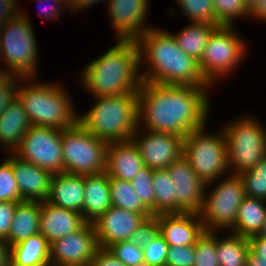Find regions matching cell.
<instances>
[{"instance_id":"6da1fadb","label":"cell","mask_w":266,"mask_h":266,"mask_svg":"<svg viewBox=\"0 0 266 266\" xmlns=\"http://www.w3.org/2000/svg\"><path fill=\"white\" fill-rule=\"evenodd\" d=\"M211 87L143 82L138 92V126L186 137L206 126Z\"/></svg>"},{"instance_id":"7a4b0ae2","label":"cell","mask_w":266,"mask_h":266,"mask_svg":"<svg viewBox=\"0 0 266 266\" xmlns=\"http://www.w3.org/2000/svg\"><path fill=\"white\" fill-rule=\"evenodd\" d=\"M143 82L164 85L212 87L201 74L199 62L185 54L174 34L162 29H148L138 40Z\"/></svg>"},{"instance_id":"3957f363","label":"cell","mask_w":266,"mask_h":266,"mask_svg":"<svg viewBox=\"0 0 266 266\" xmlns=\"http://www.w3.org/2000/svg\"><path fill=\"white\" fill-rule=\"evenodd\" d=\"M90 62L82 70L80 80L94 98L135 92L143 83L136 40H118L117 44Z\"/></svg>"},{"instance_id":"277c9868","label":"cell","mask_w":266,"mask_h":266,"mask_svg":"<svg viewBox=\"0 0 266 266\" xmlns=\"http://www.w3.org/2000/svg\"><path fill=\"white\" fill-rule=\"evenodd\" d=\"M96 104L78 122L107 143L131 140L138 128V92L97 97Z\"/></svg>"},{"instance_id":"5b68a950","label":"cell","mask_w":266,"mask_h":266,"mask_svg":"<svg viewBox=\"0 0 266 266\" xmlns=\"http://www.w3.org/2000/svg\"><path fill=\"white\" fill-rule=\"evenodd\" d=\"M34 83L36 81L24 87L18 84L17 89V98L31 125L59 130L73 127L78 122V115L65 89L59 84Z\"/></svg>"},{"instance_id":"8992f818","label":"cell","mask_w":266,"mask_h":266,"mask_svg":"<svg viewBox=\"0 0 266 266\" xmlns=\"http://www.w3.org/2000/svg\"><path fill=\"white\" fill-rule=\"evenodd\" d=\"M32 23L21 13L1 25L0 59L7 64V72L16 78H30L36 74L37 42Z\"/></svg>"},{"instance_id":"52a82bcc","label":"cell","mask_w":266,"mask_h":266,"mask_svg":"<svg viewBox=\"0 0 266 266\" xmlns=\"http://www.w3.org/2000/svg\"><path fill=\"white\" fill-rule=\"evenodd\" d=\"M263 127L250 116L224 126L228 167L231 174L233 172L234 175H239L266 157V130Z\"/></svg>"},{"instance_id":"ba28073f","label":"cell","mask_w":266,"mask_h":266,"mask_svg":"<svg viewBox=\"0 0 266 266\" xmlns=\"http://www.w3.org/2000/svg\"><path fill=\"white\" fill-rule=\"evenodd\" d=\"M205 128L204 126L193 130L185 137L183 156L189 161L198 177L209 187L221 176L224 177L229 167L223 129L220 134H211L205 132Z\"/></svg>"},{"instance_id":"9c48e42d","label":"cell","mask_w":266,"mask_h":266,"mask_svg":"<svg viewBox=\"0 0 266 266\" xmlns=\"http://www.w3.org/2000/svg\"><path fill=\"white\" fill-rule=\"evenodd\" d=\"M64 172L92 175L105 172L108 143L97 138L79 122L62 131Z\"/></svg>"},{"instance_id":"30bf717a","label":"cell","mask_w":266,"mask_h":266,"mask_svg":"<svg viewBox=\"0 0 266 266\" xmlns=\"http://www.w3.org/2000/svg\"><path fill=\"white\" fill-rule=\"evenodd\" d=\"M234 28L218 26L209 37L199 62L201 74L212 88L217 78L229 75L246 55L244 40L235 33Z\"/></svg>"},{"instance_id":"8fae6325","label":"cell","mask_w":266,"mask_h":266,"mask_svg":"<svg viewBox=\"0 0 266 266\" xmlns=\"http://www.w3.org/2000/svg\"><path fill=\"white\" fill-rule=\"evenodd\" d=\"M200 216L205 231H220L235 225L240 204L245 197V190L239 175L231 174L207 194Z\"/></svg>"},{"instance_id":"7c38bea8","label":"cell","mask_w":266,"mask_h":266,"mask_svg":"<svg viewBox=\"0 0 266 266\" xmlns=\"http://www.w3.org/2000/svg\"><path fill=\"white\" fill-rule=\"evenodd\" d=\"M62 131L32 125L14 153L52 175L63 173Z\"/></svg>"},{"instance_id":"4fadbf2b","label":"cell","mask_w":266,"mask_h":266,"mask_svg":"<svg viewBox=\"0 0 266 266\" xmlns=\"http://www.w3.org/2000/svg\"><path fill=\"white\" fill-rule=\"evenodd\" d=\"M99 249L93 223L50 244V266H89Z\"/></svg>"},{"instance_id":"5bb4252c","label":"cell","mask_w":266,"mask_h":266,"mask_svg":"<svg viewBox=\"0 0 266 266\" xmlns=\"http://www.w3.org/2000/svg\"><path fill=\"white\" fill-rule=\"evenodd\" d=\"M140 128L142 126H138L132 140L137 145L142 160L148 168L167 169L173 161L183 156L185 137L150 130H146L147 134L142 136Z\"/></svg>"},{"instance_id":"9a60e30c","label":"cell","mask_w":266,"mask_h":266,"mask_svg":"<svg viewBox=\"0 0 266 266\" xmlns=\"http://www.w3.org/2000/svg\"><path fill=\"white\" fill-rule=\"evenodd\" d=\"M167 171L175 184L176 213L200 214L205 202L207 184L198 177L184 156L173 161Z\"/></svg>"},{"instance_id":"2e32d148","label":"cell","mask_w":266,"mask_h":266,"mask_svg":"<svg viewBox=\"0 0 266 266\" xmlns=\"http://www.w3.org/2000/svg\"><path fill=\"white\" fill-rule=\"evenodd\" d=\"M149 0H108V16L118 40H138L148 29ZM145 25V26H144Z\"/></svg>"},{"instance_id":"e0dca14e","label":"cell","mask_w":266,"mask_h":266,"mask_svg":"<svg viewBox=\"0 0 266 266\" xmlns=\"http://www.w3.org/2000/svg\"><path fill=\"white\" fill-rule=\"evenodd\" d=\"M145 220L141 213L111 206L93 222L99 248L107 249L115 242L129 240Z\"/></svg>"},{"instance_id":"ac0fdd59","label":"cell","mask_w":266,"mask_h":266,"mask_svg":"<svg viewBox=\"0 0 266 266\" xmlns=\"http://www.w3.org/2000/svg\"><path fill=\"white\" fill-rule=\"evenodd\" d=\"M154 216L159 224V233L169 247L195 245L205 231L197 213H161Z\"/></svg>"},{"instance_id":"d6986e66","label":"cell","mask_w":266,"mask_h":266,"mask_svg":"<svg viewBox=\"0 0 266 266\" xmlns=\"http://www.w3.org/2000/svg\"><path fill=\"white\" fill-rule=\"evenodd\" d=\"M11 165L23 201H45L48 198L52 174L21 159L14 152Z\"/></svg>"},{"instance_id":"ffe728a7","label":"cell","mask_w":266,"mask_h":266,"mask_svg":"<svg viewBox=\"0 0 266 266\" xmlns=\"http://www.w3.org/2000/svg\"><path fill=\"white\" fill-rule=\"evenodd\" d=\"M144 167L140 152L132 139L108 143L105 172L111 178L132 181Z\"/></svg>"},{"instance_id":"44dd1931","label":"cell","mask_w":266,"mask_h":266,"mask_svg":"<svg viewBox=\"0 0 266 266\" xmlns=\"http://www.w3.org/2000/svg\"><path fill=\"white\" fill-rule=\"evenodd\" d=\"M86 221L82 214L42 201L40 234L51 244L80 229Z\"/></svg>"},{"instance_id":"7402d4cb","label":"cell","mask_w":266,"mask_h":266,"mask_svg":"<svg viewBox=\"0 0 266 266\" xmlns=\"http://www.w3.org/2000/svg\"><path fill=\"white\" fill-rule=\"evenodd\" d=\"M84 191V175L66 172L54 174L50 181L48 198L45 201L54 206L78 212L83 217Z\"/></svg>"},{"instance_id":"603a6c76","label":"cell","mask_w":266,"mask_h":266,"mask_svg":"<svg viewBox=\"0 0 266 266\" xmlns=\"http://www.w3.org/2000/svg\"><path fill=\"white\" fill-rule=\"evenodd\" d=\"M83 219L93 223L111 206L110 176L106 173L84 175Z\"/></svg>"},{"instance_id":"cb8c5ba5","label":"cell","mask_w":266,"mask_h":266,"mask_svg":"<svg viewBox=\"0 0 266 266\" xmlns=\"http://www.w3.org/2000/svg\"><path fill=\"white\" fill-rule=\"evenodd\" d=\"M31 123L18 98L0 115V144L13 153L21 144Z\"/></svg>"},{"instance_id":"d4e9b609","label":"cell","mask_w":266,"mask_h":266,"mask_svg":"<svg viewBox=\"0 0 266 266\" xmlns=\"http://www.w3.org/2000/svg\"><path fill=\"white\" fill-rule=\"evenodd\" d=\"M41 201L17 203L12 223L5 241L13 246L40 233Z\"/></svg>"},{"instance_id":"484cf974","label":"cell","mask_w":266,"mask_h":266,"mask_svg":"<svg viewBox=\"0 0 266 266\" xmlns=\"http://www.w3.org/2000/svg\"><path fill=\"white\" fill-rule=\"evenodd\" d=\"M265 204V205H264ZM266 222V200L245 196L240 204L232 233L250 238L260 235Z\"/></svg>"},{"instance_id":"4316f807","label":"cell","mask_w":266,"mask_h":266,"mask_svg":"<svg viewBox=\"0 0 266 266\" xmlns=\"http://www.w3.org/2000/svg\"><path fill=\"white\" fill-rule=\"evenodd\" d=\"M50 243L39 233L11 246V258L24 266H50Z\"/></svg>"},{"instance_id":"83f0119b","label":"cell","mask_w":266,"mask_h":266,"mask_svg":"<svg viewBox=\"0 0 266 266\" xmlns=\"http://www.w3.org/2000/svg\"><path fill=\"white\" fill-rule=\"evenodd\" d=\"M218 26V24L191 22L174 37L185 54L200 62L208 39Z\"/></svg>"},{"instance_id":"f1b7e54d","label":"cell","mask_w":266,"mask_h":266,"mask_svg":"<svg viewBox=\"0 0 266 266\" xmlns=\"http://www.w3.org/2000/svg\"><path fill=\"white\" fill-rule=\"evenodd\" d=\"M250 249L249 238L233 233L220 239L217 235V256L220 266H246Z\"/></svg>"},{"instance_id":"f546056e","label":"cell","mask_w":266,"mask_h":266,"mask_svg":"<svg viewBox=\"0 0 266 266\" xmlns=\"http://www.w3.org/2000/svg\"><path fill=\"white\" fill-rule=\"evenodd\" d=\"M110 193L112 206L141 213L146 219L154 216L135 193L131 181L110 177Z\"/></svg>"},{"instance_id":"4dcf8cb0","label":"cell","mask_w":266,"mask_h":266,"mask_svg":"<svg viewBox=\"0 0 266 266\" xmlns=\"http://www.w3.org/2000/svg\"><path fill=\"white\" fill-rule=\"evenodd\" d=\"M152 182L155 193V215L176 213L174 185L167 169L154 170Z\"/></svg>"},{"instance_id":"1f68e13d","label":"cell","mask_w":266,"mask_h":266,"mask_svg":"<svg viewBox=\"0 0 266 266\" xmlns=\"http://www.w3.org/2000/svg\"><path fill=\"white\" fill-rule=\"evenodd\" d=\"M245 196L266 200V157L253 168L240 173Z\"/></svg>"},{"instance_id":"d6a6232c","label":"cell","mask_w":266,"mask_h":266,"mask_svg":"<svg viewBox=\"0 0 266 266\" xmlns=\"http://www.w3.org/2000/svg\"><path fill=\"white\" fill-rule=\"evenodd\" d=\"M215 24L233 26L236 18L251 16L244 0H213Z\"/></svg>"},{"instance_id":"836d02e7","label":"cell","mask_w":266,"mask_h":266,"mask_svg":"<svg viewBox=\"0 0 266 266\" xmlns=\"http://www.w3.org/2000/svg\"><path fill=\"white\" fill-rule=\"evenodd\" d=\"M194 266H220L217 256L216 231H204L194 245Z\"/></svg>"},{"instance_id":"e575fe53","label":"cell","mask_w":266,"mask_h":266,"mask_svg":"<svg viewBox=\"0 0 266 266\" xmlns=\"http://www.w3.org/2000/svg\"><path fill=\"white\" fill-rule=\"evenodd\" d=\"M182 13L194 23L215 24L213 0H177Z\"/></svg>"},{"instance_id":"d590c367","label":"cell","mask_w":266,"mask_h":266,"mask_svg":"<svg viewBox=\"0 0 266 266\" xmlns=\"http://www.w3.org/2000/svg\"><path fill=\"white\" fill-rule=\"evenodd\" d=\"M0 201L15 203L23 201L18 183L14 177L11 155L9 158H4V161L0 164Z\"/></svg>"},{"instance_id":"8d00e7d4","label":"cell","mask_w":266,"mask_h":266,"mask_svg":"<svg viewBox=\"0 0 266 266\" xmlns=\"http://www.w3.org/2000/svg\"><path fill=\"white\" fill-rule=\"evenodd\" d=\"M153 169L145 166L131 181L135 193L142 200V203L155 215V193L152 182Z\"/></svg>"},{"instance_id":"74e56055","label":"cell","mask_w":266,"mask_h":266,"mask_svg":"<svg viewBox=\"0 0 266 266\" xmlns=\"http://www.w3.org/2000/svg\"><path fill=\"white\" fill-rule=\"evenodd\" d=\"M107 249L125 266H144L143 248L136 246L129 240L115 242Z\"/></svg>"},{"instance_id":"f35d334b","label":"cell","mask_w":266,"mask_h":266,"mask_svg":"<svg viewBox=\"0 0 266 266\" xmlns=\"http://www.w3.org/2000/svg\"><path fill=\"white\" fill-rule=\"evenodd\" d=\"M169 245L164 237L158 233L153 241L143 248L144 266H166Z\"/></svg>"},{"instance_id":"ab89813d","label":"cell","mask_w":266,"mask_h":266,"mask_svg":"<svg viewBox=\"0 0 266 266\" xmlns=\"http://www.w3.org/2000/svg\"><path fill=\"white\" fill-rule=\"evenodd\" d=\"M159 233L157 218L152 216L147 218L131 235L129 241L140 248L149 245Z\"/></svg>"},{"instance_id":"60d3db41","label":"cell","mask_w":266,"mask_h":266,"mask_svg":"<svg viewBox=\"0 0 266 266\" xmlns=\"http://www.w3.org/2000/svg\"><path fill=\"white\" fill-rule=\"evenodd\" d=\"M194 264V245L169 247L166 258V266H194Z\"/></svg>"},{"instance_id":"b9f144b4","label":"cell","mask_w":266,"mask_h":266,"mask_svg":"<svg viewBox=\"0 0 266 266\" xmlns=\"http://www.w3.org/2000/svg\"><path fill=\"white\" fill-rule=\"evenodd\" d=\"M21 79H31V78H16L12 77L1 89H0V115L5 111V109L17 98V89L20 82L24 81Z\"/></svg>"},{"instance_id":"7bdbcfd3","label":"cell","mask_w":266,"mask_h":266,"mask_svg":"<svg viewBox=\"0 0 266 266\" xmlns=\"http://www.w3.org/2000/svg\"><path fill=\"white\" fill-rule=\"evenodd\" d=\"M17 203L0 201V238H6Z\"/></svg>"},{"instance_id":"ee69618b","label":"cell","mask_w":266,"mask_h":266,"mask_svg":"<svg viewBox=\"0 0 266 266\" xmlns=\"http://www.w3.org/2000/svg\"><path fill=\"white\" fill-rule=\"evenodd\" d=\"M89 266H125L108 249L99 248Z\"/></svg>"},{"instance_id":"f6af8a7d","label":"cell","mask_w":266,"mask_h":266,"mask_svg":"<svg viewBox=\"0 0 266 266\" xmlns=\"http://www.w3.org/2000/svg\"><path fill=\"white\" fill-rule=\"evenodd\" d=\"M17 0H0V25L16 18L20 13Z\"/></svg>"},{"instance_id":"bcb514c9","label":"cell","mask_w":266,"mask_h":266,"mask_svg":"<svg viewBox=\"0 0 266 266\" xmlns=\"http://www.w3.org/2000/svg\"><path fill=\"white\" fill-rule=\"evenodd\" d=\"M34 1H36V2L39 1L41 6H42V3H44L46 6L47 5L46 1L47 2L49 1V3L53 2L54 5L53 6L50 5L49 10L46 9L45 7H44L45 8L44 10H42V11L40 10L41 16L44 18V20H45V18L50 19L51 17L52 18H59L57 16H59L60 13H62V12H60L61 10L63 11V9H64V11H65L66 9L67 10L69 9L68 6L64 2H62L61 0H34ZM63 7H65L66 9Z\"/></svg>"},{"instance_id":"7dc6e473","label":"cell","mask_w":266,"mask_h":266,"mask_svg":"<svg viewBox=\"0 0 266 266\" xmlns=\"http://www.w3.org/2000/svg\"><path fill=\"white\" fill-rule=\"evenodd\" d=\"M251 250L261 259H266V238L255 235L249 238Z\"/></svg>"},{"instance_id":"c3c4849f","label":"cell","mask_w":266,"mask_h":266,"mask_svg":"<svg viewBox=\"0 0 266 266\" xmlns=\"http://www.w3.org/2000/svg\"><path fill=\"white\" fill-rule=\"evenodd\" d=\"M11 258V247L4 238H0V266H6Z\"/></svg>"},{"instance_id":"681fc988","label":"cell","mask_w":266,"mask_h":266,"mask_svg":"<svg viewBox=\"0 0 266 266\" xmlns=\"http://www.w3.org/2000/svg\"><path fill=\"white\" fill-rule=\"evenodd\" d=\"M101 1L102 2L105 1V3H106L107 0H73V3L71 5L70 9L77 12L81 9H85L86 7L89 8L98 2L101 3Z\"/></svg>"},{"instance_id":"f907efd6","label":"cell","mask_w":266,"mask_h":266,"mask_svg":"<svg viewBox=\"0 0 266 266\" xmlns=\"http://www.w3.org/2000/svg\"><path fill=\"white\" fill-rule=\"evenodd\" d=\"M250 17L266 21V0H260L256 8L251 12Z\"/></svg>"},{"instance_id":"816d5d0a","label":"cell","mask_w":266,"mask_h":266,"mask_svg":"<svg viewBox=\"0 0 266 266\" xmlns=\"http://www.w3.org/2000/svg\"><path fill=\"white\" fill-rule=\"evenodd\" d=\"M246 266H266V259L259 258L251 249L247 256Z\"/></svg>"},{"instance_id":"f5cc1de1","label":"cell","mask_w":266,"mask_h":266,"mask_svg":"<svg viewBox=\"0 0 266 266\" xmlns=\"http://www.w3.org/2000/svg\"><path fill=\"white\" fill-rule=\"evenodd\" d=\"M12 78L7 70L0 69V89Z\"/></svg>"},{"instance_id":"db71d44e","label":"cell","mask_w":266,"mask_h":266,"mask_svg":"<svg viewBox=\"0 0 266 266\" xmlns=\"http://www.w3.org/2000/svg\"><path fill=\"white\" fill-rule=\"evenodd\" d=\"M247 8L252 12L256 6L259 4L260 0H244Z\"/></svg>"},{"instance_id":"11a10c76","label":"cell","mask_w":266,"mask_h":266,"mask_svg":"<svg viewBox=\"0 0 266 266\" xmlns=\"http://www.w3.org/2000/svg\"><path fill=\"white\" fill-rule=\"evenodd\" d=\"M6 266H24V265L18 264L16 261H14L12 258H10V259L8 260Z\"/></svg>"},{"instance_id":"9f6ffc18","label":"cell","mask_w":266,"mask_h":266,"mask_svg":"<svg viewBox=\"0 0 266 266\" xmlns=\"http://www.w3.org/2000/svg\"><path fill=\"white\" fill-rule=\"evenodd\" d=\"M61 1L64 2L68 6V8H70L73 3V0H61Z\"/></svg>"},{"instance_id":"6f0895ef","label":"cell","mask_w":266,"mask_h":266,"mask_svg":"<svg viewBox=\"0 0 266 266\" xmlns=\"http://www.w3.org/2000/svg\"><path fill=\"white\" fill-rule=\"evenodd\" d=\"M260 235L266 238V222H265V224H264L263 230H262V232L260 233Z\"/></svg>"}]
</instances>
